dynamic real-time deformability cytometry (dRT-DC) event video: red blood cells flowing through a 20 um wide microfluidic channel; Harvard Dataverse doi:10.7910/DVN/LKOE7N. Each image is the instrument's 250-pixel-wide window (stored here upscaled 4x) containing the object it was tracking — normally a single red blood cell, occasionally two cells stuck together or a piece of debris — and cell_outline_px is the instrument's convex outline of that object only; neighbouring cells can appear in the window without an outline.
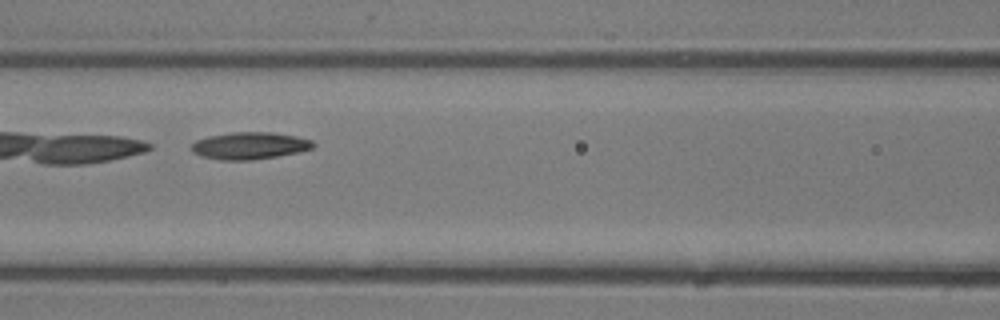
{"species": "common noctule bat (a hibernating species)", "species_latin": "Nyctalus noctula", "temperature_condition": "room temperature", "stored_images_in_passage": 28, "camera_frame_rate_fps": 3000, "um_per_image_px": 0.085, "animal": {"sex": "male", "body_mass_g": 13.3}, "frame": {"image": 1, "passage_image": 9, "time_ms": 2.667, "image_size_px": [1000, 320], "cell_outline_px": [[316, 144], [312, 148], [300, 152], [252, 160], [220, 160], [200, 156], [192, 152], [188, 148], [196, 140], [208, 136], [232, 132], [272, 132], [296, 136], [312, 140]], "centroid_in_image_um": [21.19, 12.38], "position_along_channel_um": 145.4, "area_um2": 19.42}}
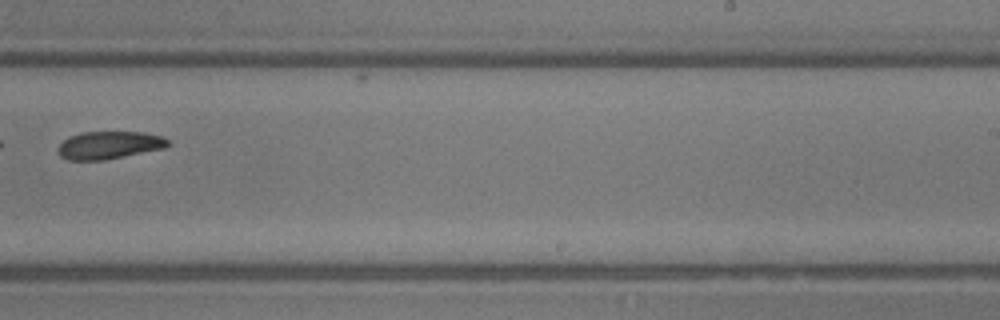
{"frame": {"image": 2, "passage_image": 16, "time_ms": 5.0, "image_size_px": [1000, 320], "cell_outline_px": [[172, 144], [164, 148], [104, 160], [68, 160], [60, 156], [60, 144], [68, 136], [80, 132], [144, 132], [160, 136], [168, 140]], "centroid_in_image_um": [9.29, 12.33], "position_along_channel_um": 279.7, "area_um2": 17.63}}
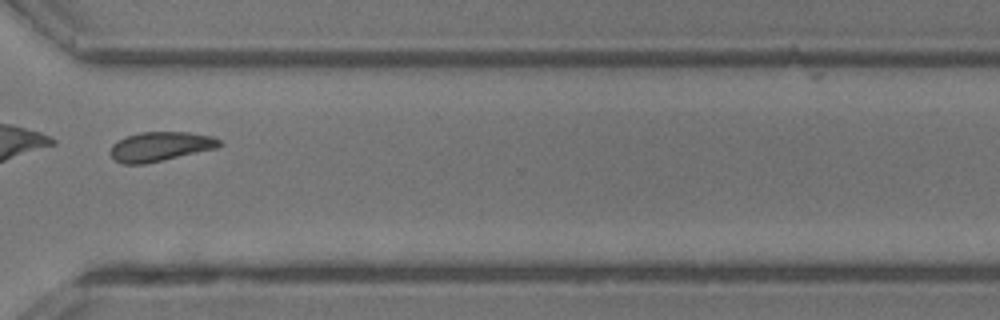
{"frame": {"image": 3, "passage_image": 20, "time_ms": 6.333, "image_size_px": [1000, 320], "cell_outline_px": [[224, 144], [220, 148], [144, 164], [124, 164], [116, 160], [108, 152], [112, 144], [124, 136], [140, 132], [188, 132], [212, 136], [220, 140]], "centroid_in_image_um": [13.65, 12.45], "position_along_channel_um": 357.0, "area_um2": 18.96}}